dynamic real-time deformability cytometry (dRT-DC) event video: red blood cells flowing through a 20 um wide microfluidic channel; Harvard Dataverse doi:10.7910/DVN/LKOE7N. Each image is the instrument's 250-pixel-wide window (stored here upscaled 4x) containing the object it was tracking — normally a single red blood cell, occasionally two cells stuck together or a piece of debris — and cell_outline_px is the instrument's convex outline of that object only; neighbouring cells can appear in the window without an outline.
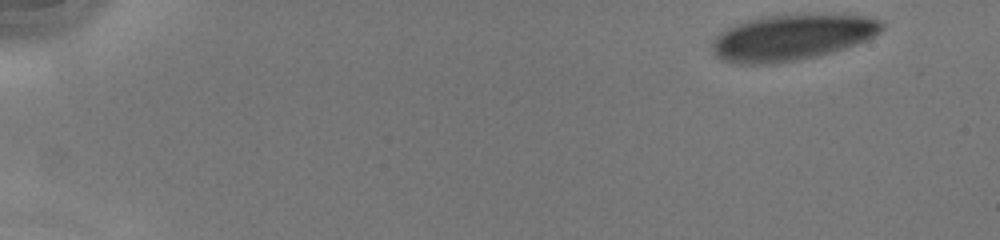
{"species": "human", "species_latin": "Homo sapiens", "temperature_condition": "cold", "stored_images_in_passage": 47, "camera_frame_rate_fps": 3000, "um_per_image_px": 0.085, "donor": {"sex": "male"}, "frame": {"image": 1, "passage_image": 1, "time_ms": 0.0, "image_size_px": [1000, 240], "cell_outline_px": [[884, 28], [880, 32], [856, 44], [832, 52], [816, 56], [776, 64], [740, 64], [720, 60], [712, 52], [712, 40], [724, 28], [748, 20], [768, 16], [864, 16], [880, 20], [884, 24]], "centroid_in_image_um": [67.23, 3.22], "position_along_channel_um": 17.8, "area_um2": 44.68}}
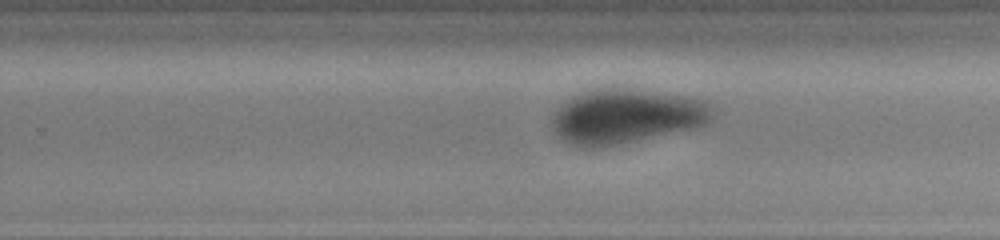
{"frame": {"image": 2, "passage_image": 30, "time_ms": 9.667, "image_size_px": [1000, 240], "cell_outline_px": [[716, 116], [708, 124], [696, 128], [592, 148], [584, 148], [572, 144], [564, 140], [552, 128], [552, 112], [564, 100], [580, 92], [592, 88], [616, 84], [692, 96], [708, 100], [716, 108]], "centroid_in_image_um": [53.29, 9.79], "position_along_channel_um": 276.5, "area_um2": 52.83}}
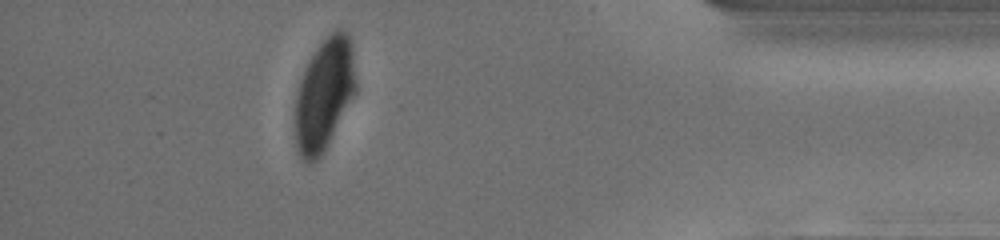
{"frame": {"image": 3, "passage_image": 42, "time_ms": 13.667, "image_size_px": [1000, 240], "cell_outline_px": [[356, 92], [324, 152], [312, 164], [304, 160], [300, 156], [296, 148], [296, 96], [300, 80], [308, 60], [316, 48], [336, 28], [340, 28], [348, 32], [352, 40], [356, 80]], "centroid_in_image_um": [27.58, 7.99], "position_along_channel_um": 407.6, "area_um2": 39.71}, "authors_computed_cell_mechanics": {"area_um2": 49.0144, "velocity_mm_per_s": 4.1534, "shape_relaxation_time_tau1_ms": 4.0988, "shape_relaxation_time_tau2_ms": 0.5485, "deformation_change_tau1": 0.0922, "deformation_change_tau2": 0.0413}}